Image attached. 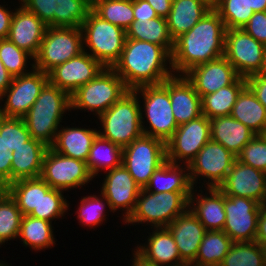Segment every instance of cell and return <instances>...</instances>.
<instances>
[{
    "label": "cell",
    "mask_w": 266,
    "mask_h": 266,
    "mask_svg": "<svg viewBox=\"0 0 266 266\" xmlns=\"http://www.w3.org/2000/svg\"><path fill=\"white\" fill-rule=\"evenodd\" d=\"M261 204L251 198L224 195L223 231L234 242L255 241Z\"/></svg>",
    "instance_id": "obj_17"
},
{
    "label": "cell",
    "mask_w": 266,
    "mask_h": 266,
    "mask_svg": "<svg viewBox=\"0 0 266 266\" xmlns=\"http://www.w3.org/2000/svg\"><path fill=\"white\" fill-rule=\"evenodd\" d=\"M172 234L181 259L193 263L196 259L201 241L207 230L200 220L187 209L177 216L167 227Z\"/></svg>",
    "instance_id": "obj_23"
},
{
    "label": "cell",
    "mask_w": 266,
    "mask_h": 266,
    "mask_svg": "<svg viewBox=\"0 0 266 266\" xmlns=\"http://www.w3.org/2000/svg\"><path fill=\"white\" fill-rule=\"evenodd\" d=\"M225 25L212 8L189 31L174 41L171 67L175 75L224 56Z\"/></svg>",
    "instance_id": "obj_1"
},
{
    "label": "cell",
    "mask_w": 266,
    "mask_h": 266,
    "mask_svg": "<svg viewBox=\"0 0 266 266\" xmlns=\"http://www.w3.org/2000/svg\"><path fill=\"white\" fill-rule=\"evenodd\" d=\"M264 136V138L266 139V128L264 130V133L262 134Z\"/></svg>",
    "instance_id": "obj_61"
},
{
    "label": "cell",
    "mask_w": 266,
    "mask_h": 266,
    "mask_svg": "<svg viewBox=\"0 0 266 266\" xmlns=\"http://www.w3.org/2000/svg\"><path fill=\"white\" fill-rule=\"evenodd\" d=\"M48 147L33 138L12 152L11 183L21 179L40 177L44 155Z\"/></svg>",
    "instance_id": "obj_27"
},
{
    "label": "cell",
    "mask_w": 266,
    "mask_h": 266,
    "mask_svg": "<svg viewBox=\"0 0 266 266\" xmlns=\"http://www.w3.org/2000/svg\"><path fill=\"white\" fill-rule=\"evenodd\" d=\"M148 244L137 246L135 254L146 263L157 266H176L185 263L178 252L174 238L167 228H155ZM172 263V264H171Z\"/></svg>",
    "instance_id": "obj_25"
},
{
    "label": "cell",
    "mask_w": 266,
    "mask_h": 266,
    "mask_svg": "<svg viewBox=\"0 0 266 266\" xmlns=\"http://www.w3.org/2000/svg\"><path fill=\"white\" fill-rule=\"evenodd\" d=\"M133 255H134L133 256L134 258H133L131 266H157V265L146 263L141 258H139L135 253H133Z\"/></svg>",
    "instance_id": "obj_57"
},
{
    "label": "cell",
    "mask_w": 266,
    "mask_h": 266,
    "mask_svg": "<svg viewBox=\"0 0 266 266\" xmlns=\"http://www.w3.org/2000/svg\"><path fill=\"white\" fill-rule=\"evenodd\" d=\"M160 17L166 18L172 7L173 0H146Z\"/></svg>",
    "instance_id": "obj_54"
},
{
    "label": "cell",
    "mask_w": 266,
    "mask_h": 266,
    "mask_svg": "<svg viewBox=\"0 0 266 266\" xmlns=\"http://www.w3.org/2000/svg\"><path fill=\"white\" fill-rule=\"evenodd\" d=\"M0 266H8V264L6 265V263L3 264L0 262Z\"/></svg>",
    "instance_id": "obj_62"
},
{
    "label": "cell",
    "mask_w": 266,
    "mask_h": 266,
    "mask_svg": "<svg viewBox=\"0 0 266 266\" xmlns=\"http://www.w3.org/2000/svg\"><path fill=\"white\" fill-rule=\"evenodd\" d=\"M0 132H4V143L10 152H13L31 139L23 118L0 116Z\"/></svg>",
    "instance_id": "obj_45"
},
{
    "label": "cell",
    "mask_w": 266,
    "mask_h": 266,
    "mask_svg": "<svg viewBox=\"0 0 266 266\" xmlns=\"http://www.w3.org/2000/svg\"><path fill=\"white\" fill-rule=\"evenodd\" d=\"M249 8L254 12L266 11V0H246Z\"/></svg>",
    "instance_id": "obj_56"
},
{
    "label": "cell",
    "mask_w": 266,
    "mask_h": 266,
    "mask_svg": "<svg viewBox=\"0 0 266 266\" xmlns=\"http://www.w3.org/2000/svg\"><path fill=\"white\" fill-rule=\"evenodd\" d=\"M133 91L136 94L141 93L145 103L143 112L150 130L142 125L143 134L167 142L178 127L169 98V78L160 85H144Z\"/></svg>",
    "instance_id": "obj_8"
},
{
    "label": "cell",
    "mask_w": 266,
    "mask_h": 266,
    "mask_svg": "<svg viewBox=\"0 0 266 266\" xmlns=\"http://www.w3.org/2000/svg\"><path fill=\"white\" fill-rule=\"evenodd\" d=\"M85 49L84 47L79 55L52 69L48 73V81L71 95L95 78L105 67Z\"/></svg>",
    "instance_id": "obj_18"
},
{
    "label": "cell",
    "mask_w": 266,
    "mask_h": 266,
    "mask_svg": "<svg viewBox=\"0 0 266 266\" xmlns=\"http://www.w3.org/2000/svg\"><path fill=\"white\" fill-rule=\"evenodd\" d=\"M128 91L121 77L112 68H104L95 78L70 95L71 109L89 110L99 116Z\"/></svg>",
    "instance_id": "obj_7"
},
{
    "label": "cell",
    "mask_w": 266,
    "mask_h": 266,
    "mask_svg": "<svg viewBox=\"0 0 266 266\" xmlns=\"http://www.w3.org/2000/svg\"><path fill=\"white\" fill-rule=\"evenodd\" d=\"M260 73L266 76V49H265V56H264V65Z\"/></svg>",
    "instance_id": "obj_58"
},
{
    "label": "cell",
    "mask_w": 266,
    "mask_h": 266,
    "mask_svg": "<svg viewBox=\"0 0 266 266\" xmlns=\"http://www.w3.org/2000/svg\"><path fill=\"white\" fill-rule=\"evenodd\" d=\"M256 135H262L266 128V108L259 102L252 90L246 86L238 95L230 114Z\"/></svg>",
    "instance_id": "obj_32"
},
{
    "label": "cell",
    "mask_w": 266,
    "mask_h": 266,
    "mask_svg": "<svg viewBox=\"0 0 266 266\" xmlns=\"http://www.w3.org/2000/svg\"><path fill=\"white\" fill-rule=\"evenodd\" d=\"M134 20L154 19L158 17L153 7L146 0H133Z\"/></svg>",
    "instance_id": "obj_51"
},
{
    "label": "cell",
    "mask_w": 266,
    "mask_h": 266,
    "mask_svg": "<svg viewBox=\"0 0 266 266\" xmlns=\"http://www.w3.org/2000/svg\"><path fill=\"white\" fill-rule=\"evenodd\" d=\"M31 66L33 72L14 77L10 87L0 96V101L6 98L3 108L0 106V116L23 118L48 82L47 73L34 68V64Z\"/></svg>",
    "instance_id": "obj_14"
},
{
    "label": "cell",
    "mask_w": 266,
    "mask_h": 266,
    "mask_svg": "<svg viewBox=\"0 0 266 266\" xmlns=\"http://www.w3.org/2000/svg\"><path fill=\"white\" fill-rule=\"evenodd\" d=\"M167 62L170 68H167ZM112 69L129 90L144 85H160L174 75L171 54L163 46L136 39L125 40L120 59Z\"/></svg>",
    "instance_id": "obj_2"
},
{
    "label": "cell",
    "mask_w": 266,
    "mask_h": 266,
    "mask_svg": "<svg viewBox=\"0 0 266 266\" xmlns=\"http://www.w3.org/2000/svg\"><path fill=\"white\" fill-rule=\"evenodd\" d=\"M101 193L110 205L111 211L125 210L123 220H126L133 212L141 187L135 182L129 171L122 165L109 170Z\"/></svg>",
    "instance_id": "obj_20"
},
{
    "label": "cell",
    "mask_w": 266,
    "mask_h": 266,
    "mask_svg": "<svg viewBox=\"0 0 266 266\" xmlns=\"http://www.w3.org/2000/svg\"><path fill=\"white\" fill-rule=\"evenodd\" d=\"M211 140L222 144L237 156L256 134L231 115L210 119Z\"/></svg>",
    "instance_id": "obj_29"
},
{
    "label": "cell",
    "mask_w": 266,
    "mask_h": 266,
    "mask_svg": "<svg viewBox=\"0 0 266 266\" xmlns=\"http://www.w3.org/2000/svg\"><path fill=\"white\" fill-rule=\"evenodd\" d=\"M193 188L188 165H184L182 168L178 163L166 161L153 173L144 189L149 192L164 193L192 192Z\"/></svg>",
    "instance_id": "obj_31"
},
{
    "label": "cell",
    "mask_w": 266,
    "mask_h": 266,
    "mask_svg": "<svg viewBox=\"0 0 266 266\" xmlns=\"http://www.w3.org/2000/svg\"><path fill=\"white\" fill-rule=\"evenodd\" d=\"M63 191L51 188L41 178V202L39 203V213H30L29 216L44 219L52 223L55 218L64 215L69 203L62 194Z\"/></svg>",
    "instance_id": "obj_42"
},
{
    "label": "cell",
    "mask_w": 266,
    "mask_h": 266,
    "mask_svg": "<svg viewBox=\"0 0 266 266\" xmlns=\"http://www.w3.org/2000/svg\"><path fill=\"white\" fill-rule=\"evenodd\" d=\"M0 59L9 74L14 78L29 73L26 71L28 59H34L26 51L17 47L8 38L0 39Z\"/></svg>",
    "instance_id": "obj_44"
},
{
    "label": "cell",
    "mask_w": 266,
    "mask_h": 266,
    "mask_svg": "<svg viewBox=\"0 0 266 266\" xmlns=\"http://www.w3.org/2000/svg\"><path fill=\"white\" fill-rule=\"evenodd\" d=\"M213 9L223 20L226 29H242L254 14L246 0H218Z\"/></svg>",
    "instance_id": "obj_43"
},
{
    "label": "cell",
    "mask_w": 266,
    "mask_h": 266,
    "mask_svg": "<svg viewBox=\"0 0 266 266\" xmlns=\"http://www.w3.org/2000/svg\"><path fill=\"white\" fill-rule=\"evenodd\" d=\"M92 11L125 31L134 21L133 0H93Z\"/></svg>",
    "instance_id": "obj_39"
},
{
    "label": "cell",
    "mask_w": 266,
    "mask_h": 266,
    "mask_svg": "<svg viewBox=\"0 0 266 266\" xmlns=\"http://www.w3.org/2000/svg\"><path fill=\"white\" fill-rule=\"evenodd\" d=\"M264 252H265V260H266V246L264 247Z\"/></svg>",
    "instance_id": "obj_63"
},
{
    "label": "cell",
    "mask_w": 266,
    "mask_h": 266,
    "mask_svg": "<svg viewBox=\"0 0 266 266\" xmlns=\"http://www.w3.org/2000/svg\"><path fill=\"white\" fill-rule=\"evenodd\" d=\"M169 98L178 126L202 116L201 97L185 75L169 78Z\"/></svg>",
    "instance_id": "obj_24"
},
{
    "label": "cell",
    "mask_w": 266,
    "mask_h": 266,
    "mask_svg": "<svg viewBox=\"0 0 266 266\" xmlns=\"http://www.w3.org/2000/svg\"><path fill=\"white\" fill-rule=\"evenodd\" d=\"M40 177L53 189L67 191L91 181L86 162L64 156L48 147Z\"/></svg>",
    "instance_id": "obj_13"
},
{
    "label": "cell",
    "mask_w": 266,
    "mask_h": 266,
    "mask_svg": "<svg viewBox=\"0 0 266 266\" xmlns=\"http://www.w3.org/2000/svg\"><path fill=\"white\" fill-rule=\"evenodd\" d=\"M13 13L0 5V39L8 37Z\"/></svg>",
    "instance_id": "obj_53"
},
{
    "label": "cell",
    "mask_w": 266,
    "mask_h": 266,
    "mask_svg": "<svg viewBox=\"0 0 266 266\" xmlns=\"http://www.w3.org/2000/svg\"><path fill=\"white\" fill-rule=\"evenodd\" d=\"M266 45L242 29H226L224 57L240 77L259 74L264 65Z\"/></svg>",
    "instance_id": "obj_11"
},
{
    "label": "cell",
    "mask_w": 266,
    "mask_h": 266,
    "mask_svg": "<svg viewBox=\"0 0 266 266\" xmlns=\"http://www.w3.org/2000/svg\"><path fill=\"white\" fill-rule=\"evenodd\" d=\"M83 44L89 48L88 53L105 68H112L120 59L126 31L119 26L101 19L92 10L81 25Z\"/></svg>",
    "instance_id": "obj_6"
},
{
    "label": "cell",
    "mask_w": 266,
    "mask_h": 266,
    "mask_svg": "<svg viewBox=\"0 0 266 266\" xmlns=\"http://www.w3.org/2000/svg\"><path fill=\"white\" fill-rule=\"evenodd\" d=\"M11 161L10 152L4 143V132H0V189H5L11 183Z\"/></svg>",
    "instance_id": "obj_49"
},
{
    "label": "cell",
    "mask_w": 266,
    "mask_h": 266,
    "mask_svg": "<svg viewBox=\"0 0 266 266\" xmlns=\"http://www.w3.org/2000/svg\"><path fill=\"white\" fill-rule=\"evenodd\" d=\"M67 110H71L70 95L48 81L23 117L31 138L51 147Z\"/></svg>",
    "instance_id": "obj_3"
},
{
    "label": "cell",
    "mask_w": 266,
    "mask_h": 266,
    "mask_svg": "<svg viewBox=\"0 0 266 266\" xmlns=\"http://www.w3.org/2000/svg\"><path fill=\"white\" fill-rule=\"evenodd\" d=\"M126 39L163 46L170 54L174 49V41L170 36L166 18L160 16L151 20H134L126 30Z\"/></svg>",
    "instance_id": "obj_33"
},
{
    "label": "cell",
    "mask_w": 266,
    "mask_h": 266,
    "mask_svg": "<svg viewBox=\"0 0 266 266\" xmlns=\"http://www.w3.org/2000/svg\"><path fill=\"white\" fill-rule=\"evenodd\" d=\"M122 159L123 147L98 134L90 148L86 166L91 176L95 178L102 169L109 171L122 165Z\"/></svg>",
    "instance_id": "obj_35"
},
{
    "label": "cell",
    "mask_w": 266,
    "mask_h": 266,
    "mask_svg": "<svg viewBox=\"0 0 266 266\" xmlns=\"http://www.w3.org/2000/svg\"><path fill=\"white\" fill-rule=\"evenodd\" d=\"M81 28L47 27L34 68L49 73L56 66L84 51Z\"/></svg>",
    "instance_id": "obj_9"
},
{
    "label": "cell",
    "mask_w": 266,
    "mask_h": 266,
    "mask_svg": "<svg viewBox=\"0 0 266 266\" xmlns=\"http://www.w3.org/2000/svg\"><path fill=\"white\" fill-rule=\"evenodd\" d=\"M194 191L197 190L194 188L192 190L188 209L200 220L207 231L223 230L226 222L224 193L219 188L207 187L210 196L207 194L203 196V194L200 193L199 195L198 193V199L195 198Z\"/></svg>",
    "instance_id": "obj_26"
},
{
    "label": "cell",
    "mask_w": 266,
    "mask_h": 266,
    "mask_svg": "<svg viewBox=\"0 0 266 266\" xmlns=\"http://www.w3.org/2000/svg\"><path fill=\"white\" fill-rule=\"evenodd\" d=\"M166 161V142L156 137L143 134L123 147L122 164L141 188Z\"/></svg>",
    "instance_id": "obj_10"
},
{
    "label": "cell",
    "mask_w": 266,
    "mask_h": 266,
    "mask_svg": "<svg viewBox=\"0 0 266 266\" xmlns=\"http://www.w3.org/2000/svg\"><path fill=\"white\" fill-rule=\"evenodd\" d=\"M246 86V78L239 77L233 84L203 96L202 115L209 119L230 115L238 95Z\"/></svg>",
    "instance_id": "obj_34"
},
{
    "label": "cell",
    "mask_w": 266,
    "mask_h": 266,
    "mask_svg": "<svg viewBox=\"0 0 266 266\" xmlns=\"http://www.w3.org/2000/svg\"><path fill=\"white\" fill-rule=\"evenodd\" d=\"M13 77L0 59V96L10 87Z\"/></svg>",
    "instance_id": "obj_55"
},
{
    "label": "cell",
    "mask_w": 266,
    "mask_h": 266,
    "mask_svg": "<svg viewBox=\"0 0 266 266\" xmlns=\"http://www.w3.org/2000/svg\"><path fill=\"white\" fill-rule=\"evenodd\" d=\"M209 140H211V125L210 119L206 116L202 115L181 124L166 142L167 161L180 164V160H185L183 163L189 165Z\"/></svg>",
    "instance_id": "obj_15"
},
{
    "label": "cell",
    "mask_w": 266,
    "mask_h": 266,
    "mask_svg": "<svg viewBox=\"0 0 266 266\" xmlns=\"http://www.w3.org/2000/svg\"><path fill=\"white\" fill-rule=\"evenodd\" d=\"M185 77L193 84L195 91L202 98L222 87L233 84L240 76L233 65L222 56L190 69Z\"/></svg>",
    "instance_id": "obj_21"
},
{
    "label": "cell",
    "mask_w": 266,
    "mask_h": 266,
    "mask_svg": "<svg viewBox=\"0 0 266 266\" xmlns=\"http://www.w3.org/2000/svg\"><path fill=\"white\" fill-rule=\"evenodd\" d=\"M208 2L212 7L218 2V0H205Z\"/></svg>",
    "instance_id": "obj_59"
},
{
    "label": "cell",
    "mask_w": 266,
    "mask_h": 266,
    "mask_svg": "<svg viewBox=\"0 0 266 266\" xmlns=\"http://www.w3.org/2000/svg\"><path fill=\"white\" fill-rule=\"evenodd\" d=\"M52 223L44 220L23 216L18 237L21 238L24 246L33 248L34 251L53 247L55 240L53 237Z\"/></svg>",
    "instance_id": "obj_38"
},
{
    "label": "cell",
    "mask_w": 266,
    "mask_h": 266,
    "mask_svg": "<svg viewBox=\"0 0 266 266\" xmlns=\"http://www.w3.org/2000/svg\"><path fill=\"white\" fill-rule=\"evenodd\" d=\"M5 190L15 200L23 216L39 213L41 177L14 181Z\"/></svg>",
    "instance_id": "obj_37"
},
{
    "label": "cell",
    "mask_w": 266,
    "mask_h": 266,
    "mask_svg": "<svg viewBox=\"0 0 266 266\" xmlns=\"http://www.w3.org/2000/svg\"><path fill=\"white\" fill-rule=\"evenodd\" d=\"M101 197L98 198L96 195L86 196L81 199L80 206L78 207V216L79 222L84 226H98V224L105 220V204L110 209V205L104 195L101 193ZM104 199V200H103ZM104 201L106 203H104Z\"/></svg>",
    "instance_id": "obj_46"
},
{
    "label": "cell",
    "mask_w": 266,
    "mask_h": 266,
    "mask_svg": "<svg viewBox=\"0 0 266 266\" xmlns=\"http://www.w3.org/2000/svg\"><path fill=\"white\" fill-rule=\"evenodd\" d=\"M255 241H257L263 248L266 246V204L261 206L259 212Z\"/></svg>",
    "instance_id": "obj_52"
},
{
    "label": "cell",
    "mask_w": 266,
    "mask_h": 266,
    "mask_svg": "<svg viewBox=\"0 0 266 266\" xmlns=\"http://www.w3.org/2000/svg\"><path fill=\"white\" fill-rule=\"evenodd\" d=\"M237 160L266 173V139L256 135L237 155Z\"/></svg>",
    "instance_id": "obj_47"
},
{
    "label": "cell",
    "mask_w": 266,
    "mask_h": 266,
    "mask_svg": "<svg viewBox=\"0 0 266 266\" xmlns=\"http://www.w3.org/2000/svg\"><path fill=\"white\" fill-rule=\"evenodd\" d=\"M48 27L81 28L92 10L90 0H20Z\"/></svg>",
    "instance_id": "obj_12"
},
{
    "label": "cell",
    "mask_w": 266,
    "mask_h": 266,
    "mask_svg": "<svg viewBox=\"0 0 266 266\" xmlns=\"http://www.w3.org/2000/svg\"><path fill=\"white\" fill-rule=\"evenodd\" d=\"M138 94L133 90L126 92L108 110L100 114L102 130L98 134L121 147L129 145L143 135V112Z\"/></svg>",
    "instance_id": "obj_4"
},
{
    "label": "cell",
    "mask_w": 266,
    "mask_h": 266,
    "mask_svg": "<svg viewBox=\"0 0 266 266\" xmlns=\"http://www.w3.org/2000/svg\"><path fill=\"white\" fill-rule=\"evenodd\" d=\"M23 214L5 189H0V245L18 238Z\"/></svg>",
    "instance_id": "obj_41"
},
{
    "label": "cell",
    "mask_w": 266,
    "mask_h": 266,
    "mask_svg": "<svg viewBox=\"0 0 266 266\" xmlns=\"http://www.w3.org/2000/svg\"><path fill=\"white\" fill-rule=\"evenodd\" d=\"M243 29L255 40L266 45V11L254 12Z\"/></svg>",
    "instance_id": "obj_48"
},
{
    "label": "cell",
    "mask_w": 266,
    "mask_h": 266,
    "mask_svg": "<svg viewBox=\"0 0 266 266\" xmlns=\"http://www.w3.org/2000/svg\"><path fill=\"white\" fill-rule=\"evenodd\" d=\"M47 27L38 16L22 5L13 13L7 38L35 58Z\"/></svg>",
    "instance_id": "obj_22"
},
{
    "label": "cell",
    "mask_w": 266,
    "mask_h": 266,
    "mask_svg": "<svg viewBox=\"0 0 266 266\" xmlns=\"http://www.w3.org/2000/svg\"><path fill=\"white\" fill-rule=\"evenodd\" d=\"M220 266H266L264 248L257 241L234 242Z\"/></svg>",
    "instance_id": "obj_40"
},
{
    "label": "cell",
    "mask_w": 266,
    "mask_h": 266,
    "mask_svg": "<svg viewBox=\"0 0 266 266\" xmlns=\"http://www.w3.org/2000/svg\"><path fill=\"white\" fill-rule=\"evenodd\" d=\"M98 132L91 128L61 126L51 148L64 156L86 162Z\"/></svg>",
    "instance_id": "obj_30"
},
{
    "label": "cell",
    "mask_w": 266,
    "mask_h": 266,
    "mask_svg": "<svg viewBox=\"0 0 266 266\" xmlns=\"http://www.w3.org/2000/svg\"><path fill=\"white\" fill-rule=\"evenodd\" d=\"M234 241L223 231H207L201 241L194 266H220Z\"/></svg>",
    "instance_id": "obj_36"
},
{
    "label": "cell",
    "mask_w": 266,
    "mask_h": 266,
    "mask_svg": "<svg viewBox=\"0 0 266 266\" xmlns=\"http://www.w3.org/2000/svg\"><path fill=\"white\" fill-rule=\"evenodd\" d=\"M192 192H149L141 188L135 208L125 223H149L153 228H166L189 207Z\"/></svg>",
    "instance_id": "obj_5"
},
{
    "label": "cell",
    "mask_w": 266,
    "mask_h": 266,
    "mask_svg": "<svg viewBox=\"0 0 266 266\" xmlns=\"http://www.w3.org/2000/svg\"><path fill=\"white\" fill-rule=\"evenodd\" d=\"M236 159L237 156L222 144L209 140L188 165L192 186L194 187L196 179L202 176L204 179L205 177L209 179L206 183L208 188H218L227 177Z\"/></svg>",
    "instance_id": "obj_16"
},
{
    "label": "cell",
    "mask_w": 266,
    "mask_h": 266,
    "mask_svg": "<svg viewBox=\"0 0 266 266\" xmlns=\"http://www.w3.org/2000/svg\"><path fill=\"white\" fill-rule=\"evenodd\" d=\"M246 82L259 102L266 108V76L261 73L253 74L246 78Z\"/></svg>",
    "instance_id": "obj_50"
},
{
    "label": "cell",
    "mask_w": 266,
    "mask_h": 266,
    "mask_svg": "<svg viewBox=\"0 0 266 266\" xmlns=\"http://www.w3.org/2000/svg\"><path fill=\"white\" fill-rule=\"evenodd\" d=\"M213 7L205 0H173L166 17L173 41L189 31Z\"/></svg>",
    "instance_id": "obj_28"
},
{
    "label": "cell",
    "mask_w": 266,
    "mask_h": 266,
    "mask_svg": "<svg viewBox=\"0 0 266 266\" xmlns=\"http://www.w3.org/2000/svg\"><path fill=\"white\" fill-rule=\"evenodd\" d=\"M176 266H194V265L191 263H183V264L176 265Z\"/></svg>",
    "instance_id": "obj_60"
},
{
    "label": "cell",
    "mask_w": 266,
    "mask_h": 266,
    "mask_svg": "<svg viewBox=\"0 0 266 266\" xmlns=\"http://www.w3.org/2000/svg\"><path fill=\"white\" fill-rule=\"evenodd\" d=\"M218 188L226 196L251 198L266 204V173L237 159Z\"/></svg>",
    "instance_id": "obj_19"
}]
</instances>
